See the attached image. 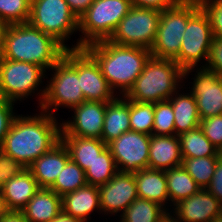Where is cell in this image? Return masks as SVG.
Returning <instances> with one entry per match:
<instances>
[{
	"instance_id": "cell-39",
	"label": "cell",
	"mask_w": 222,
	"mask_h": 222,
	"mask_svg": "<svg viewBox=\"0 0 222 222\" xmlns=\"http://www.w3.org/2000/svg\"><path fill=\"white\" fill-rule=\"evenodd\" d=\"M14 103L5 99L0 101V146L16 116L13 114Z\"/></svg>"
},
{
	"instance_id": "cell-37",
	"label": "cell",
	"mask_w": 222,
	"mask_h": 222,
	"mask_svg": "<svg viewBox=\"0 0 222 222\" xmlns=\"http://www.w3.org/2000/svg\"><path fill=\"white\" fill-rule=\"evenodd\" d=\"M204 135L222 153V115H215L200 120Z\"/></svg>"
},
{
	"instance_id": "cell-44",
	"label": "cell",
	"mask_w": 222,
	"mask_h": 222,
	"mask_svg": "<svg viewBox=\"0 0 222 222\" xmlns=\"http://www.w3.org/2000/svg\"><path fill=\"white\" fill-rule=\"evenodd\" d=\"M11 169L12 167L10 164L0 154V191L2 190L7 174Z\"/></svg>"
},
{
	"instance_id": "cell-18",
	"label": "cell",
	"mask_w": 222,
	"mask_h": 222,
	"mask_svg": "<svg viewBox=\"0 0 222 222\" xmlns=\"http://www.w3.org/2000/svg\"><path fill=\"white\" fill-rule=\"evenodd\" d=\"M39 189L28 168H12L6 176L1 192L9 211L21 212Z\"/></svg>"
},
{
	"instance_id": "cell-45",
	"label": "cell",
	"mask_w": 222,
	"mask_h": 222,
	"mask_svg": "<svg viewBox=\"0 0 222 222\" xmlns=\"http://www.w3.org/2000/svg\"><path fill=\"white\" fill-rule=\"evenodd\" d=\"M9 24L0 21V61L3 59L4 47H5V37L8 30Z\"/></svg>"
},
{
	"instance_id": "cell-2",
	"label": "cell",
	"mask_w": 222,
	"mask_h": 222,
	"mask_svg": "<svg viewBox=\"0 0 222 222\" xmlns=\"http://www.w3.org/2000/svg\"><path fill=\"white\" fill-rule=\"evenodd\" d=\"M84 49L96 60L111 89H122V96L133 87L151 56L150 49L117 45L108 40L91 43Z\"/></svg>"
},
{
	"instance_id": "cell-41",
	"label": "cell",
	"mask_w": 222,
	"mask_h": 222,
	"mask_svg": "<svg viewBox=\"0 0 222 222\" xmlns=\"http://www.w3.org/2000/svg\"><path fill=\"white\" fill-rule=\"evenodd\" d=\"M179 0H131L132 6L141 8H154L160 11L171 8Z\"/></svg>"
},
{
	"instance_id": "cell-27",
	"label": "cell",
	"mask_w": 222,
	"mask_h": 222,
	"mask_svg": "<svg viewBox=\"0 0 222 222\" xmlns=\"http://www.w3.org/2000/svg\"><path fill=\"white\" fill-rule=\"evenodd\" d=\"M182 159L222 156V153L204 135L200 126L178 135Z\"/></svg>"
},
{
	"instance_id": "cell-43",
	"label": "cell",
	"mask_w": 222,
	"mask_h": 222,
	"mask_svg": "<svg viewBox=\"0 0 222 222\" xmlns=\"http://www.w3.org/2000/svg\"><path fill=\"white\" fill-rule=\"evenodd\" d=\"M0 222H29L22 212L10 211Z\"/></svg>"
},
{
	"instance_id": "cell-49",
	"label": "cell",
	"mask_w": 222,
	"mask_h": 222,
	"mask_svg": "<svg viewBox=\"0 0 222 222\" xmlns=\"http://www.w3.org/2000/svg\"><path fill=\"white\" fill-rule=\"evenodd\" d=\"M4 98H3V96H2V94H1V90H0V101H2Z\"/></svg>"
},
{
	"instance_id": "cell-16",
	"label": "cell",
	"mask_w": 222,
	"mask_h": 222,
	"mask_svg": "<svg viewBox=\"0 0 222 222\" xmlns=\"http://www.w3.org/2000/svg\"><path fill=\"white\" fill-rule=\"evenodd\" d=\"M78 78L85 100L110 102L115 99L98 63L84 48L78 49Z\"/></svg>"
},
{
	"instance_id": "cell-19",
	"label": "cell",
	"mask_w": 222,
	"mask_h": 222,
	"mask_svg": "<svg viewBox=\"0 0 222 222\" xmlns=\"http://www.w3.org/2000/svg\"><path fill=\"white\" fill-rule=\"evenodd\" d=\"M69 159V152L60 140L48 152L36 159L28 169L40 188H50Z\"/></svg>"
},
{
	"instance_id": "cell-11",
	"label": "cell",
	"mask_w": 222,
	"mask_h": 222,
	"mask_svg": "<svg viewBox=\"0 0 222 222\" xmlns=\"http://www.w3.org/2000/svg\"><path fill=\"white\" fill-rule=\"evenodd\" d=\"M45 72L39 65L3 58L0 61V90L3 98L15 102L32 95Z\"/></svg>"
},
{
	"instance_id": "cell-6",
	"label": "cell",
	"mask_w": 222,
	"mask_h": 222,
	"mask_svg": "<svg viewBox=\"0 0 222 222\" xmlns=\"http://www.w3.org/2000/svg\"><path fill=\"white\" fill-rule=\"evenodd\" d=\"M131 7V0H94L78 19V31L84 37L71 49H81L91 43L108 40Z\"/></svg>"
},
{
	"instance_id": "cell-47",
	"label": "cell",
	"mask_w": 222,
	"mask_h": 222,
	"mask_svg": "<svg viewBox=\"0 0 222 222\" xmlns=\"http://www.w3.org/2000/svg\"><path fill=\"white\" fill-rule=\"evenodd\" d=\"M9 209L7 208L5 199L2 195V192L0 191V220L2 218H4L8 213H9Z\"/></svg>"
},
{
	"instance_id": "cell-12",
	"label": "cell",
	"mask_w": 222,
	"mask_h": 222,
	"mask_svg": "<svg viewBox=\"0 0 222 222\" xmlns=\"http://www.w3.org/2000/svg\"><path fill=\"white\" fill-rule=\"evenodd\" d=\"M149 146L150 135L134 131L125 132L107 144L118 171L127 173L148 168Z\"/></svg>"
},
{
	"instance_id": "cell-13",
	"label": "cell",
	"mask_w": 222,
	"mask_h": 222,
	"mask_svg": "<svg viewBox=\"0 0 222 222\" xmlns=\"http://www.w3.org/2000/svg\"><path fill=\"white\" fill-rule=\"evenodd\" d=\"M107 102L87 101L74 107L73 121L63 122L60 136L102 137Z\"/></svg>"
},
{
	"instance_id": "cell-35",
	"label": "cell",
	"mask_w": 222,
	"mask_h": 222,
	"mask_svg": "<svg viewBox=\"0 0 222 222\" xmlns=\"http://www.w3.org/2000/svg\"><path fill=\"white\" fill-rule=\"evenodd\" d=\"M152 134L175 135L173 107L168 100L154 103Z\"/></svg>"
},
{
	"instance_id": "cell-36",
	"label": "cell",
	"mask_w": 222,
	"mask_h": 222,
	"mask_svg": "<svg viewBox=\"0 0 222 222\" xmlns=\"http://www.w3.org/2000/svg\"><path fill=\"white\" fill-rule=\"evenodd\" d=\"M208 15L213 37H222V0H198Z\"/></svg>"
},
{
	"instance_id": "cell-21",
	"label": "cell",
	"mask_w": 222,
	"mask_h": 222,
	"mask_svg": "<svg viewBox=\"0 0 222 222\" xmlns=\"http://www.w3.org/2000/svg\"><path fill=\"white\" fill-rule=\"evenodd\" d=\"M115 98L107 102L101 140L107 145L121 134L131 131L130 100Z\"/></svg>"
},
{
	"instance_id": "cell-33",
	"label": "cell",
	"mask_w": 222,
	"mask_h": 222,
	"mask_svg": "<svg viewBox=\"0 0 222 222\" xmlns=\"http://www.w3.org/2000/svg\"><path fill=\"white\" fill-rule=\"evenodd\" d=\"M154 124V103L130 100L131 131L152 135Z\"/></svg>"
},
{
	"instance_id": "cell-5",
	"label": "cell",
	"mask_w": 222,
	"mask_h": 222,
	"mask_svg": "<svg viewBox=\"0 0 222 222\" xmlns=\"http://www.w3.org/2000/svg\"><path fill=\"white\" fill-rule=\"evenodd\" d=\"M54 75L44 90L39 94L40 107L43 112H53L61 105L77 107L85 101L78 78V49H66L63 57L51 68ZM49 110V111H47Z\"/></svg>"
},
{
	"instance_id": "cell-34",
	"label": "cell",
	"mask_w": 222,
	"mask_h": 222,
	"mask_svg": "<svg viewBox=\"0 0 222 222\" xmlns=\"http://www.w3.org/2000/svg\"><path fill=\"white\" fill-rule=\"evenodd\" d=\"M31 0H0V21L7 24L26 23L30 18Z\"/></svg>"
},
{
	"instance_id": "cell-9",
	"label": "cell",
	"mask_w": 222,
	"mask_h": 222,
	"mask_svg": "<svg viewBox=\"0 0 222 222\" xmlns=\"http://www.w3.org/2000/svg\"><path fill=\"white\" fill-rule=\"evenodd\" d=\"M161 11L132 6L108 41L122 46L151 49L159 27Z\"/></svg>"
},
{
	"instance_id": "cell-24",
	"label": "cell",
	"mask_w": 222,
	"mask_h": 222,
	"mask_svg": "<svg viewBox=\"0 0 222 222\" xmlns=\"http://www.w3.org/2000/svg\"><path fill=\"white\" fill-rule=\"evenodd\" d=\"M134 178L140 199L154 201L161 206L170 201L165 171L146 168L135 172Z\"/></svg>"
},
{
	"instance_id": "cell-32",
	"label": "cell",
	"mask_w": 222,
	"mask_h": 222,
	"mask_svg": "<svg viewBox=\"0 0 222 222\" xmlns=\"http://www.w3.org/2000/svg\"><path fill=\"white\" fill-rule=\"evenodd\" d=\"M221 158L222 156L184 158L182 160V166L200 188L206 189L215 172L217 162Z\"/></svg>"
},
{
	"instance_id": "cell-22",
	"label": "cell",
	"mask_w": 222,
	"mask_h": 222,
	"mask_svg": "<svg viewBox=\"0 0 222 222\" xmlns=\"http://www.w3.org/2000/svg\"><path fill=\"white\" fill-rule=\"evenodd\" d=\"M95 208L101 211L98 186L87 184L62 196V211L84 222Z\"/></svg>"
},
{
	"instance_id": "cell-29",
	"label": "cell",
	"mask_w": 222,
	"mask_h": 222,
	"mask_svg": "<svg viewBox=\"0 0 222 222\" xmlns=\"http://www.w3.org/2000/svg\"><path fill=\"white\" fill-rule=\"evenodd\" d=\"M165 174L169 199L173 205L201 189L182 165L165 170Z\"/></svg>"
},
{
	"instance_id": "cell-1",
	"label": "cell",
	"mask_w": 222,
	"mask_h": 222,
	"mask_svg": "<svg viewBox=\"0 0 222 222\" xmlns=\"http://www.w3.org/2000/svg\"><path fill=\"white\" fill-rule=\"evenodd\" d=\"M51 113L15 116L0 146L1 156L12 168H28L60 141L61 125Z\"/></svg>"
},
{
	"instance_id": "cell-40",
	"label": "cell",
	"mask_w": 222,
	"mask_h": 222,
	"mask_svg": "<svg viewBox=\"0 0 222 222\" xmlns=\"http://www.w3.org/2000/svg\"><path fill=\"white\" fill-rule=\"evenodd\" d=\"M222 205V158L217 162L210 184L206 188Z\"/></svg>"
},
{
	"instance_id": "cell-25",
	"label": "cell",
	"mask_w": 222,
	"mask_h": 222,
	"mask_svg": "<svg viewBox=\"0 0 222 222\" xmlns=\"http://www.w3.org/2000/svg\"><path fill=\"white\" fill-rule=\"evenodd\" d=\"M66 146L70 159L78 164L83 171L91 165L107 145L99 138H84L77 136H60Z\"/></svg>"
},
{
	"instance_id": "cell-31",
	"label": "cell",
	"mask_w": 222,
	"mask_h": 222,
	"mask_svg": "<svg viewBox=\"0 0 222 222\" xmlns=\"http://www.w3.org/2000/svg\"><path fill=\"white\" fill-rule=\"evenodd\" d=\"M118 169L115 160L108 147L97 156V159L89 165L85 171L86 181L88 185L100 186L107 183L116 173Z\"/></svg>"
},
{
	"instance_id": "cell-14",
	"label": "cell",
	"mask_w": 222,
	"mask_h": 222,
	"mask_svg": "<svg viewBox=\"0 0 222 222\" xmlns=\"http://www.w3.org/2000/svg\"><path fill=\"white\" fill-rule=\"evenodd\" d=\"M98 189L100 206L104 213H123L139 198L134 173L118 171L107 183L98 186Z\"/></svg>"
},
{
	"instance_id": "cell-48",
	"label": "cell",
	"mask_w": 222,
	"mask_h": 222,
	"mask_svg": "<svg viewBox=\"0 0 222 222\" xmlns=\"http://www.w3.org/2000/svg\"><path fill=\"white\" fill-rule=\"evenodd\" d=\"M210 222H222V214L213 218Z\"/></svg>"
},
{
	"instance_id": "cell-42",
	"label": "cell",
	"mask_w": 222,
	"mask_h": 222,
	"mask_svg": "<svg viewBox=\"0 0 222 222\" xmlns=\"http://www.w3.org/2000/svg\"><path fill=\"white\" fill-rule=\"evenodd\" d=\"M71 11L75 14V16L79 19L87 9L92 5L94 0H66Z\"/></svg>"
},
{
	"instance_id": "cell-28",
	"label": "cell",
	"mask_w": 222,
	"mask_h": 222,
	"mask_svg": "<svg viewBox=\"0 0 222 222\" xmlns=\"http://www.w3.org/2000/svg\"><path fill=\"white\" fill-rule=\"evenodd\" d=\"M170 214L154 201L137 198L121 214L120 222H167Z\"/></svg>"
},
{
	"instance_id": "cell-38",
	"label": "cell",
	"mask_w": 222,
	"mask_h": 222,
	"mask_svg": "<svg viewBox=\"0 0 222 222\" xmlns=\"http://www.w3.org/2000/svg\"><path fill=\"white\" fill-rule=\"evenodd\" d=\"M207 62L203 67L222 77V37H213Z\"/></svg>"
},
{
	"instance_id": "cell-4",
	"label": "cell",
	"mask_w": 222,
	"mask_h": 222,
	"mask_svg": "<svg viewBox=\"0 0 222 222\" xmlns=\"http://www.w3.org/2000/svg\"><path fill=\"white\" fill-rule=\"evenodd\" d=\"M181 78L183 80V69L174 60L150 56L125 97L142 103L169 100L177 94Z\"/></svg>"
},
{
	"instance_id": "cell-3",
	"label": "cell",
	"mask_w": 222,
	"mask_h": 222,
	"mask_svg": "<svg viewBox=\"0 0 222 222\" xmlns=\"http://www.w3.org/2000/svg\"><path fill=\"white\" fill-rule=\"evenodd\" d=\"M65 50L52 36L29 22L10 24L5 37L3 58L51 69L63 57Z\"/></svg>"
},
{
	"instance_id": "cell-15",
	"label": "cell",
	"mask_w": 222,
	"mask_h": 222,
	"mask_svg": "<svg viewBox=\"0 0 222 222\" xmlns=\"http://www.w3.org/2000/svg\"><path fill=\"white\" fill-rule=\"evenodd\" d=\"M192 87L201 119L222 115V77L217 73L199 68Z\"/></svg>"
},
{
	"instance_id": "cell-23",
	"label": "cell",
	"mask_w": 222,
	"mask_h": 222,
	"mask_svg": "<svg viewBox=\"0 0 222 222\" xmlns=\"http://www.w3.org/2000/svg\"><path fill=\"white\" fill-rule=\"evenodd\" d=\"M62 211V197L50 188H40L21 211L29 222H50Z\"/></svg>"
},
{
	"instance_id": "cell-17",
	"label": "cell",
	"mask_w": 222,
	"mask_h": 222,
	"mask_svg": "<svg viewBox=\"0 0 222 222\" xmlns=\"http://www.w3.org/2000/svg\"><path fill=\"white\" fill-rule=\"evenodd\" d=\"M176 218L169 215L172 222H210L222 214V205L207 189L180 200L174 205Z\"/></svg>"
},
{
	"instance_id": "cell-7",
	"label": "cell",
	"mask_w": 222,
	"mask_h": 222,
	"mask_svg": "<svg viewBox=\"0 0 222 222\" xmlns=\"http://www.w3.org/2000/svg\"><path fill=\"white\" fill-rule=\"evenodd\" d=\"M200 8L198 0H179L171 8L161 11L151 56L174 60L179 55L188 20Z\"/></svg>"
},
{
	"instance_id": "cell-30",
	"label": "cell",
	"mask_w": 222,
	"mask_h": 222,
	"mask_svg": "<svg viewBox=\"0 0 222 222\" xmlns=\"http://www.w3.org/2000/svg\"><path fill=\"white\" fill-rule=\"evenodd\" d=\"M85 185H87L85 171L69 159L50 189L62 197L66 193L76 191Z\"/></svg>"
},
{
	"instance_id": "cell-46",
	"label": "cell",
	"mask_w": 222,
	"mask_h": 222,
	"mask_svg": "<svg viewBox=\"0 0 222 222\" xmlns=\"http://www.w3.org/2000/svg\"><path fill=\"white\" fill-rule=\"evenodd\" d=\"M50 222H84L81 219L75 218L71 215H68L61 211L55 218H53Z\"/></svg>"
},
{
	"instance_id": "cell-26",
	"label": "cell",
	"mask_w": 222,
	"mask_h": 222,
	"mask_svg": "<svg viewBox=\"0 0 222 222\" xmlns=\"http://www.w3.org/2000/svg\"><path fill=\"white\" fill-rule=\"evenodd\" d=\"M174 113L175 135L190 131L200 126V116L196 105V99L190 94L173 95L168 100Z\"/></svg>"
},
{
	"instance_id": "cell-10",
	"label": "cell",
	"mask_w": 222,
	"mask_h": 222,
	"mask_svg": "<svg viewBox=\"0 0 222 222\" xmlns=\"http://www.w3.org/2000/svg\"><path fill=\"white\" fill-rule=\"evenodd\" d=\"M213 40L210 20L200 8L189 20L183 34L179 55L174 61L183 69V78L194 70L201 58L206 62Z\"/></svg>"
},
{
	"instance_id": "cell-8",
	"label": "cell",
	"mask_w": 222,
	"mask_h": 222,
	"mask_svg": "<svg viewBox=\"0 0 222 222\" xmlns=\"http://www.w3.org/2000/svg\"><path fill=\"white\" fill-rule=\"evenodd\" d=\"M28 22L52 36L65 49H71L64 41L78 30V18L66 0H31Z\"/></svg>"
},
{
	"instance_id": "cell-20",
	"label": "cell",
	"mask_w": 222,
	"mask_h": 222,
	"mask_svg": "<svg viewBox=\"0 0 222 222\" xmlns=\"http://www.w3.org/2000/svg\"><path fill=\"white\" fill-rule=\"evenodd\" d=\"M182 160L178 135H150L148 168L165 171Z\"/></svg>"
}]
</instances>
